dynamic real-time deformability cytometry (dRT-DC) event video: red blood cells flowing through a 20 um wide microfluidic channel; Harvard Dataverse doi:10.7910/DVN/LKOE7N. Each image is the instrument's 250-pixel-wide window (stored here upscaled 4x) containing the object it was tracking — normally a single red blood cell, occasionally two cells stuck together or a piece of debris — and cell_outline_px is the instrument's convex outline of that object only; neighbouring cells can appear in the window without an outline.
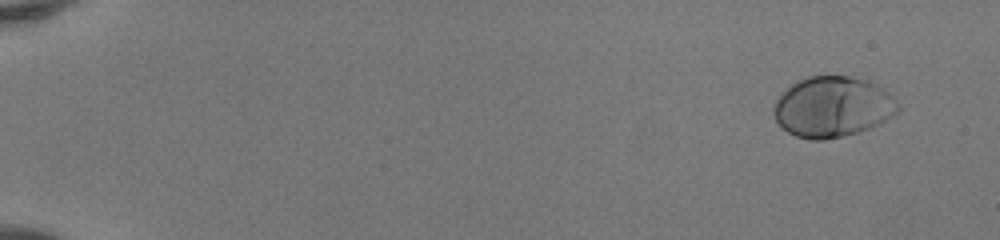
{"species": "human", "species_latin": "Homo sapiens", "temperature_condition": "room temperature", "stored_images_in_passage": 52, "camera_frame_rate_fps": 3000, "um_per_image_px": 0.085, "donor": {"sex": "female"}, "frame": {"image": 1, "passage_image": 4, "time_ms": 1.0, "image_size_px": [1000, 240], "cell_outline_px": [[900, 112], [880, 124], [860, 132], [844, 136], [824, 140], [812, 140], [796, 136], [788, 132], [776, 120], [772, 112], [772, 108], [780, 92], [796, 80], [808, 76], [848, 76], [864, 80], [880, 88], [900, 104]], "centroid_in_image_um": [70.74, 9.1], "position_along_channel_um": 14.3, "area_um2": 44.04}}
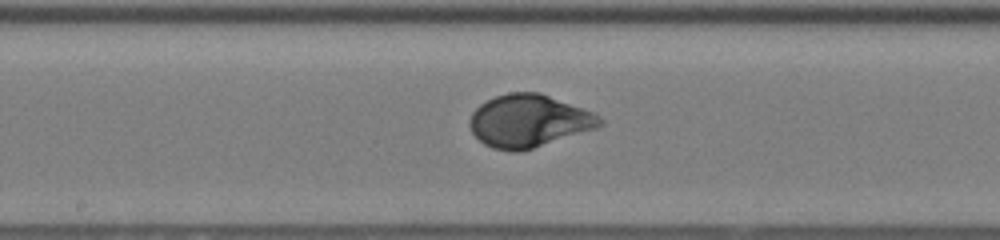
{"frame": {"image": 2, "passage_image": 30, "time_ms": 9.667, "image_size_px": [1000, 240], "cell_outline_px": [[604, 124], [596, 128], [520, 152], [508, 152], [492, 148], [484, 144], [472, 132], [468, 124], [468, 120], [472, 112], [480, 104], [496, 96], [508, 92], [540, 92], [592, 112], [604, 120]], "centroid_in_image_um": [44.91, 10.28], "position_along_channel_um": 203.3, "area_um2": 39.82}}
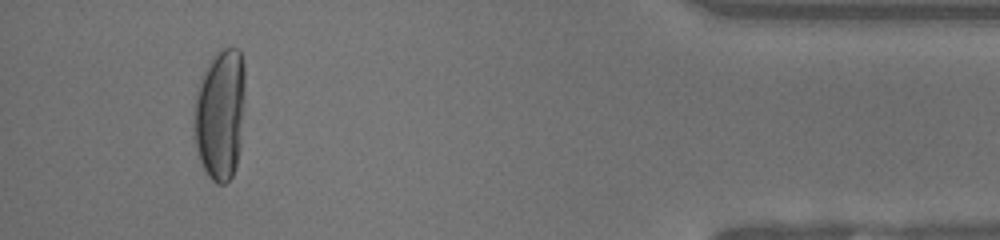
{"frame": {"image": 3, "passage_image": 49, "time_ms": 16.0, "image_size_px": [1000, 240], "cell_outline_px": [[244, 104], [240, 148], [236, 164], [232, 176], [224, 184], [216, 184], [208, 176], [200, 160], [196, 148], [196, 92], [200, 76], [212, 56], [220, 48], [240, 48], [244, 64]], "centroid_in_image_um": [18.74, 9.66], "position_along_channel_um": 416.5, "area_um2": 38.96}, "authors_computed_cell_mechanics": {"area_um2": 40.1132, "velocity_mm_per_s": 4.1282, "shape_relaxation_time_tau1_ms": 3.0373, "shape_relaxation_time_tau2_ms": null, "deformation_change_tau1": 0.1822, "deformation_change_tau2": null}}